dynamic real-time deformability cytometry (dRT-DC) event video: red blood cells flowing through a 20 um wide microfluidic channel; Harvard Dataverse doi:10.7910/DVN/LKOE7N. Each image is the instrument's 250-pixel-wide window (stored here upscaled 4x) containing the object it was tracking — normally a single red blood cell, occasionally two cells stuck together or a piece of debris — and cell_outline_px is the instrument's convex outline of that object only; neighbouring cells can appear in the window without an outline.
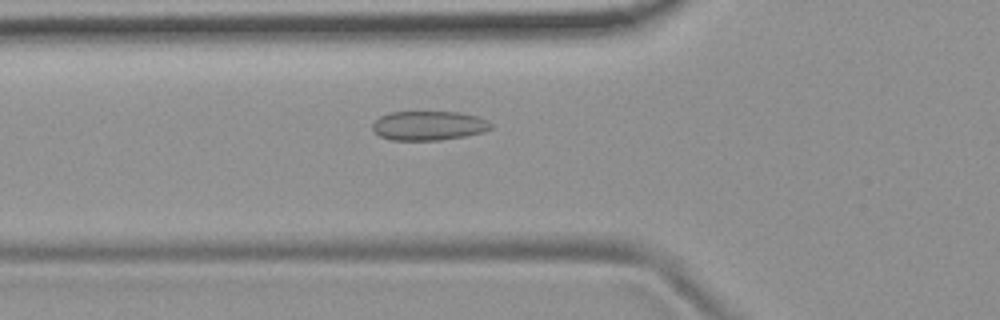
{"species": "common noctule bat (a hibernating species)", "species_latin": "Nyctalus noctula", "temperature_condition": "room temperature", "stored_images_in_passage": 35, "camera_frame_rate_fps": 3000, "um_per_image_px": 0.085, "animal": {"sex": "female", "body_mass_g": 19.9}, "frame": {"image": 1, "passage_image": 7, "time_ms": 2.0, "image_size_px": [1000, 320], "cell_outline_px": [[492, 128], [484, 132], [464, 136], [440, 140], [392, 140], [380, 136], [372, 128], [372, 124], [380, 116], [388, 112], [460, 112], [476, 116], [488, 120], [492, 124]], "centroid_in_image_um": [36.45, 10.67], "position_along_channel_um": 89.3, "area_um2": 20.23}}
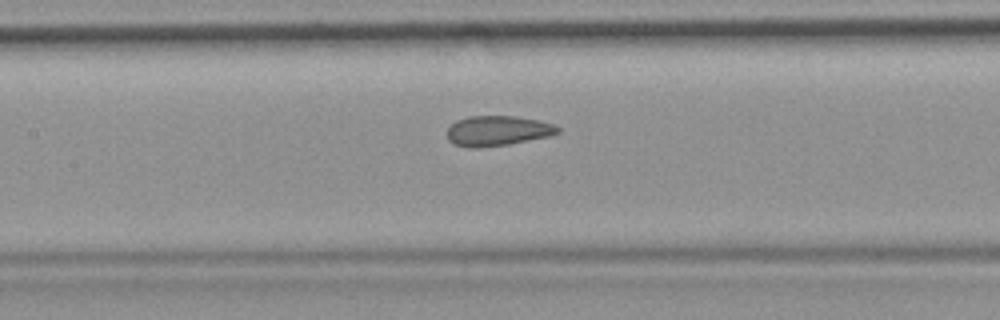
{"frame": {"image": 2, "passage_image": 13, "time_ms": 4.0, "image_size_px": [1000, 320], "cell_outline_px": [[560, 132], [552, 136], [508, 144], [472, 148], [456, 144], [448, 140], [448, 128], [456, 120], [468, 116], [516, 116], [536, 120], [552, 124], [560, 128]], "centroid_in_image_um": [42.31, 11.11], "position_along_channel_um": 165.1, "area_um2": 19.25}}
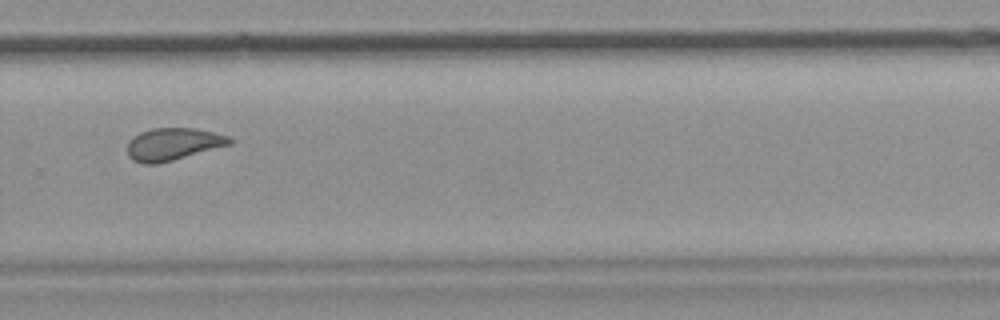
{"frame": {"image": 3, "passage_image": 25, "time_ms": 8.0, "image_size_px": [1000, 320], "cell_outline_px": [[232, 144], [172, 160], [156, 164], [144, 164], [132, 160], [128, 156], [128, 140], [132, 136], [140, 132], [152, 128], [196, 128], [228, 136], [232, 140]], "centroid_in_image_um": [14.67, 12.24], "position_along_channel_um": 315.1, "area_um2": 19.25}, "authors_computed_cell_mechanics": {"area_um2": 19.652, "velocity_mm_per_s": 3.7587, "shape_relaxation_time_tau1_ms": null, "shape_relaxation_time_tau2_ms": 1.1029, "deformation_change_tau1": null, "deformation_change_tau2": 0.0755}}